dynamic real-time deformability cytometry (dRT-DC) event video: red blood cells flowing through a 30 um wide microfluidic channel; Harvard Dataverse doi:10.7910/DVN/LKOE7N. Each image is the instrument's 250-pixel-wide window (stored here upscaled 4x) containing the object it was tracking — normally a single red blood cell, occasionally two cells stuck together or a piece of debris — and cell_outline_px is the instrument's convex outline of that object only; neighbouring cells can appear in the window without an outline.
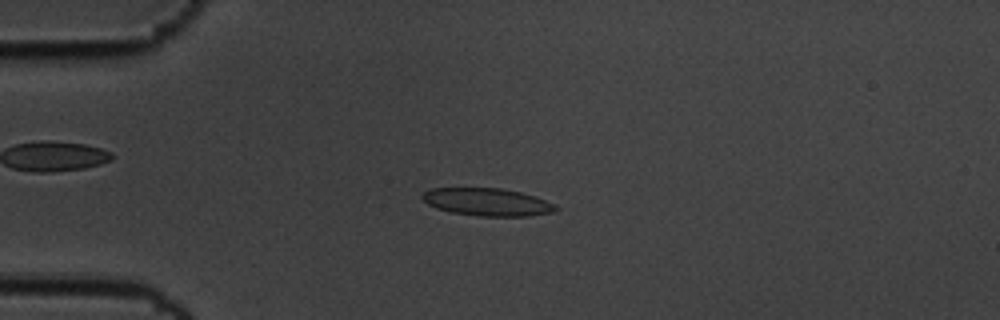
{"species": "common noctule bat (a hibernating species)", "species_latin": "Nyctalus noctula", "temperature_condition": "cold", "stored_images_in_passage": 57, "camera_frame_rate_fps": 3000, "um_per_image_px": 0.085, "animal": {"sex": "male", "body_mass_g": 19.5, "forearm_length_mm": 54.6}, "frame": {"image": 1, "passage_image": 14, "time_ms": 4.333, "image_size_px": [1000, 320], "cell_outline_px": [[560, 208], [556, 212], [528, 216], [480, 216], [452, 212], [436, 208], [428, 204], [420, 196], [424, 192], [432, 188], [500, 188], [520, 192], [556, 204]], "centroid_in_image_um": [41.44, 17.17], "position_along_channel_um": 43.6, "area_um2": 21.44}}
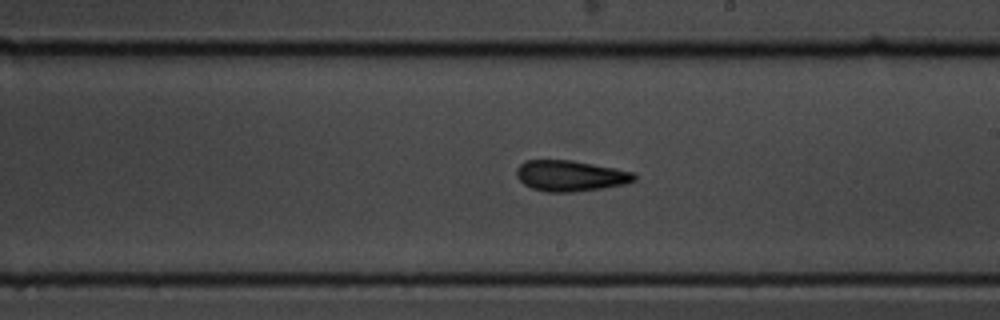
{"frame": {"image": 2, "passage_image": 33, "time_ms": 10.667, "image_size_px": [1000, 320], "cell_outline_px": [[636, 180], [624, 184], [600, 188], [572, 192], [548, 192], [532, 188], [524, 184], [516, 176], [516, 168], [524, 160], [572, 160], [616, 168], [636, 172]], "centroid_in_image_um": [48.48, 14.93], "position_along_channel_um": 240.5, "area_um2": 21.21}}
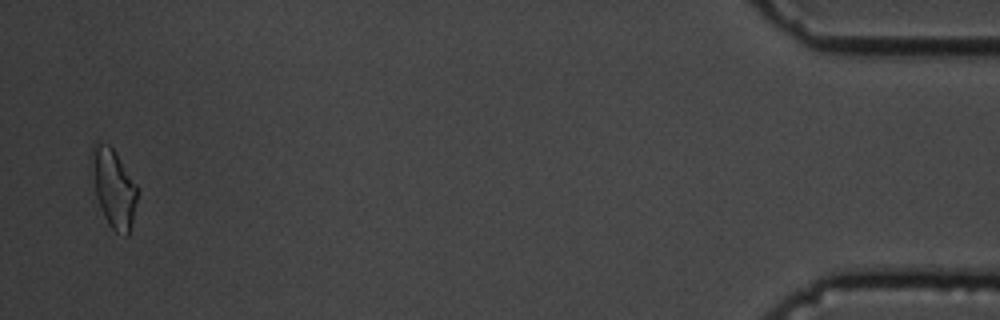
{"frame": {"image": 3, "passage_image": 56, "time_ms": 18.333, "image_size_px": [1000, 320], "cell_outline_px": [[136, 200], [132, 220], [128, 236], [124, 236], [116, 232], [108, 224], [104, 216], [96, 196], [92, 152], [92, 144], [96, 140], [108, 144], [112, 148], [136, 184]], "centroid_in_image_um": [9.66, 15.99], "position_along_channel_um": 425.5, "area_um2": 20.06}, "authors_computed_cell_mechanics": {"area_um2": 21.0392, "velocity_mm_per_s": 3.479, "shape_relaxation_time_tau1_ms": 3.1586, "shape_relaxation_time_tau2_ms": 3.2785, "deformation_change_tau1": 0.1115, "deformation_change_tau2": 0.1283}}